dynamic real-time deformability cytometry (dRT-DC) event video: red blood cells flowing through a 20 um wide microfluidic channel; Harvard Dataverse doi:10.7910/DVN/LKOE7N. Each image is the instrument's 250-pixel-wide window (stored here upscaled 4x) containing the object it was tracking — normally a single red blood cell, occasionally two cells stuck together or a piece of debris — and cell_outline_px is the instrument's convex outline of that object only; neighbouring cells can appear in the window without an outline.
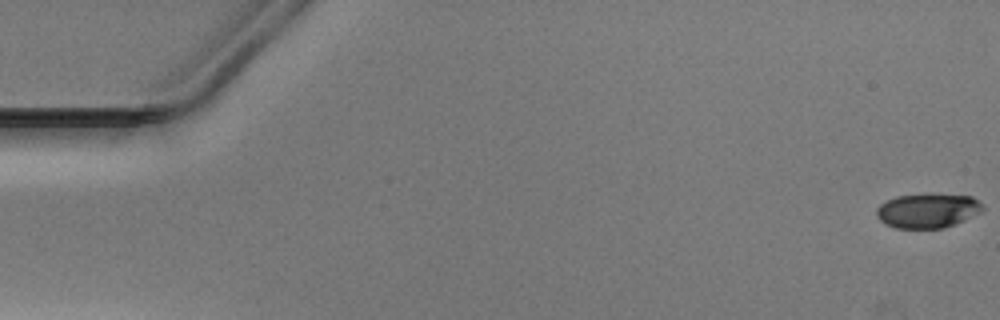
{"species": "Egyptian fruit bat (a non-hibernating species)", "species_latin": "Rousettus aegyptiacus", "temperature_condition": "warm", "stored_images_in_passage": 26, "camera_frame_rate_fps": 3000, "um_per_image_px": 0.085, "animal": {"sex": "male"}, "frame": {"image": 1, "passage_image": 1, "time_ms": 0.0, "image_size_px": [1000, 320], "cell_outline_px": [[984, 212], [956, 224], [944, 228], [896, 228], [884, 224], [876, 216], [876, 208], [880, 204], [896, 196], [924, 192], [972, 196], [980, 200], [984, 204]], "centroid_in_image_um": [78.91, 17.88], "position_along_channel_um": 6.1, "area_um2": 22.2}}
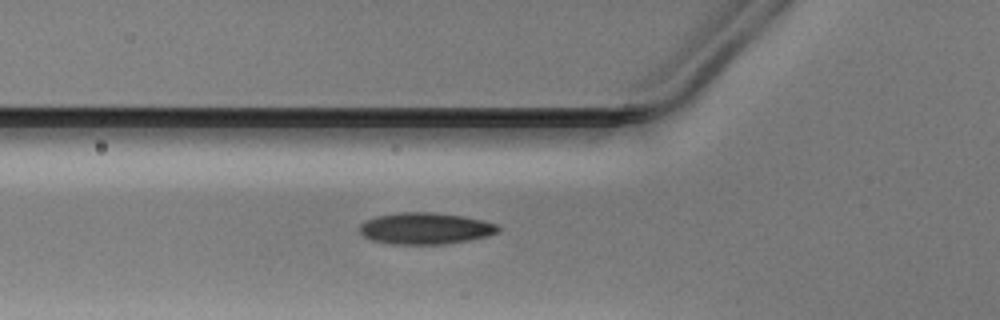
{"frame": {"image": 2, "passage_image": 19, "time_ms": 6.0, "image_size_px": [1000, 320], "cell_outline_px": [[500, 232], [488, 236], [468, 240], [444, 244], [392, 244], [372, 240], [364, 236], [360, 232], [360, 224], [364, 220], [376, 216], [400, 212], [432, 212], [460, 216], [484, 220], [496, 224], [500, 228]], "centroid_in_image_um": [36.15, 19.41], "position_along_channel_um": 89.6, "area_um2": 25.49}}
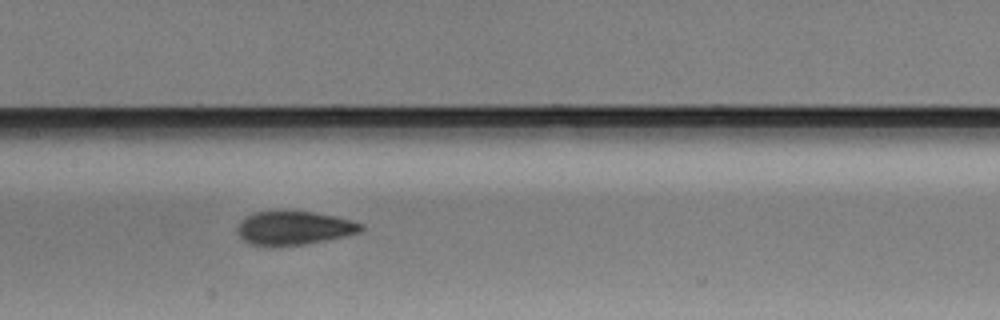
{"frame": {"image": 3, "passage_image": 26, "time_ms": 8.333, "image_size_px": [1000, 320], "cell_outline_px": [[364, 228], [360, 232], [344, 236], [304, 244], [272, 248], [252, 244], [244, 240], [236, 232], [236, 228], [240, 220], [256, 212], [312, 212], [336, 216], [364, 224]], "centroid_in_image_um": [24.97, 19.41], "position_along_channel_um": 182.4, "area_um2": 24.28}}